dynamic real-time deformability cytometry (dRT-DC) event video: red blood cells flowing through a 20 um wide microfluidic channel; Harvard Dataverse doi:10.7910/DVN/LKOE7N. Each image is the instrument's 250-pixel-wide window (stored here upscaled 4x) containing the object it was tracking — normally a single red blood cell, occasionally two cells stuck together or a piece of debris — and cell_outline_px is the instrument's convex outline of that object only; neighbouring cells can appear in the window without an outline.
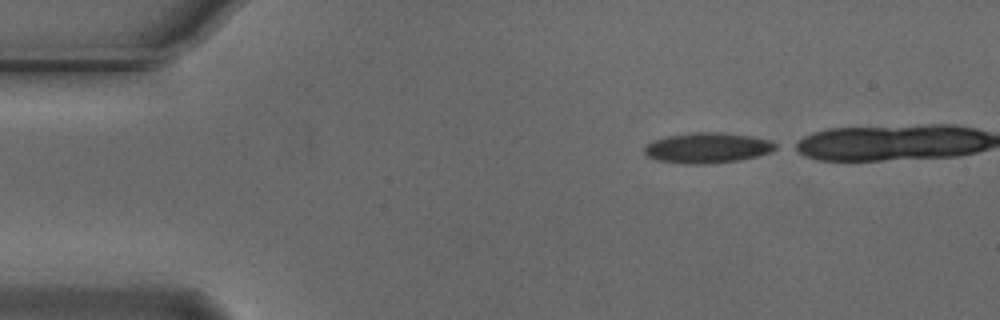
{"species": "Egyptian fruit bat (a non-hibernating species)", "species_latin": "Rousettus aegyptiacus", "temperature_condition": "cold", "stored_images_in_passage": 37, "camera_frame_rate_fps": 3000, "um_per_image_px": 0.085, "animal": {"sex": "male"}, "frame": {"image": 1, "passage_image": 1, "time_ms": 0.0, "image_size_px": [1000, 320], "cell_outline_px": [[780, 144], [776, 148], [768, 152], [756, 156], [740, 160], [708, 164], [692, 164], [656, 160], [648, 156], [644, 152], [644, 148], [648, 144], [656, 140], [668, 136], [692, 132], [720, 132], [752, 136], [772, 140]], "centroid_in_image_um": [60.18, 12.56], "position_along_channel_um": 24.8, "area_um2": 23.18}}
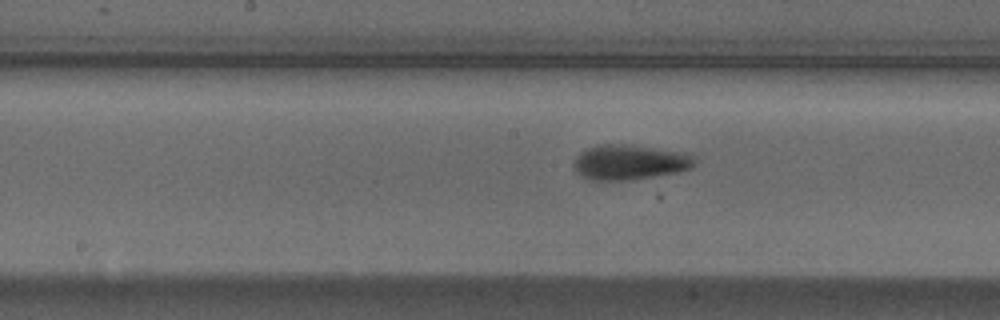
{"frame": {"image": 2, "passage_image": 20, "time_ms": 6.333, "image_size_px": [1000, 320], "cell_outline_px": [[696, 164], [692, 168], [680, 172], [632, 180], [592, 180], [584, 176], [572, 164], [580, 152], [588, 148], [600, 144], [632, 144], [684, 152], [696, 156]], "centroid_in_image_um": [53.61, 13.77], "position_along_channel_um": 194.6, "area_um2": 24.91}}
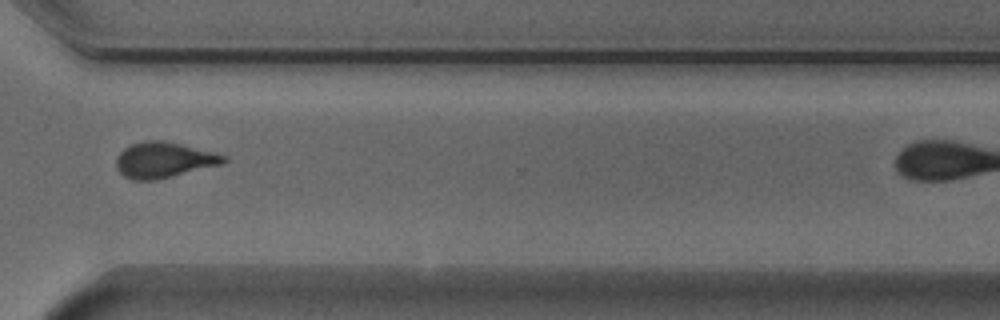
{"frame": {"image": 3, "passage_image": 33, "time_ms": 10.667, "image_size_px": [1000, 320], "cell_outline_px": [[228, 160], [224, 164], [156, 180], [132, 180], [124, 176], [116, 168], [116, 156], [124, 148], [132, 144], [148, 140], [164, 140], [216, 152], [228, 156]], "centroid_in_image_um": [13.96, 13.6], "position_along_channel_um": 356.6, "area_um2": 22.6}}